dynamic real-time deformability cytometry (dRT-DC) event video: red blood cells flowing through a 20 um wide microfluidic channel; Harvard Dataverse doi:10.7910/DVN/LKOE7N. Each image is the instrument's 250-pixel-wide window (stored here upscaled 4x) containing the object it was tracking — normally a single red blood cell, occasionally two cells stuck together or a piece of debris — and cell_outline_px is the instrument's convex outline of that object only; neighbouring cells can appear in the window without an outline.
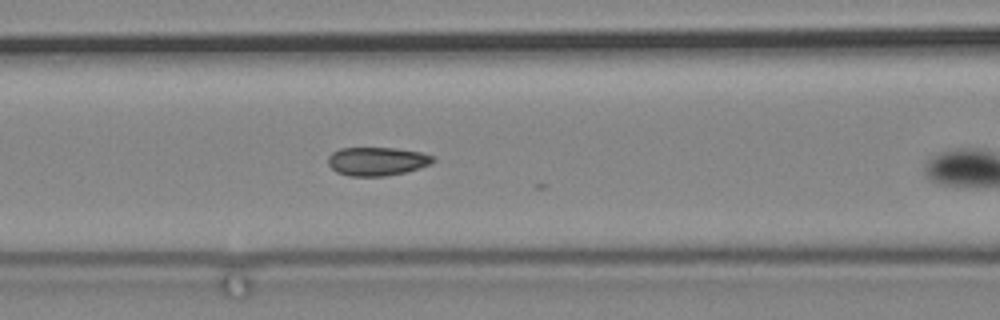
{"species": "common noctule bat (a hibernating species)", "species_latin": "Nyctalus noctula", "temperature_condition": "cold", "stored_images_in_passage": 9, "camera_frame_rate_fps": 3000, "um_per_image_px": 0.085, "animal": {"sex": "male", "body_mass_g": 19.2, "forearm_length_mm": 51.8}, "frame": {"image": 1, "passage_image": 8, "time_ms": 2.333, "image_size_px": [1000, 320], "cell_outline_px": [[436, 160], [432, 164], [420, 168], [404, 172], [384, 176], [348, 176], [336, 172], [328, 164], [328, 156], [332, 152], [340, 148], [396, 148], [420, 152], [432, 156]], "centroid_in_image_um": [32.04, 13.71], "position_along_channel_um": 134.6, "area_um2": 17.51}}